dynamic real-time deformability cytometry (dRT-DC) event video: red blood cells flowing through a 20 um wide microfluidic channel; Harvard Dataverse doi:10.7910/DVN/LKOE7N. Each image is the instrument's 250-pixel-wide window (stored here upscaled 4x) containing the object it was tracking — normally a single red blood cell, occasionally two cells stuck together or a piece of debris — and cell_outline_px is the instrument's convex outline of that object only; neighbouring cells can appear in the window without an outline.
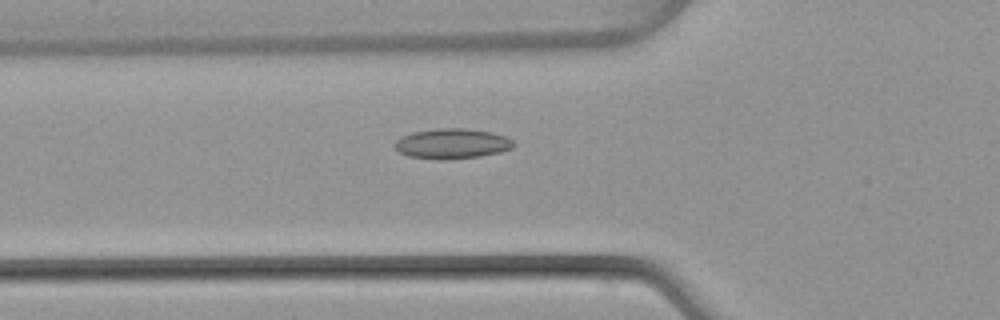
{"species": "common noctule bat (a hibernating species)", "species_latin": "Nyctalus noctula", "temperature_condition": "warm", "stored_images_in_passage": 44, "camera_frame_rate_fps": 3000, "um_per_image_px": 0.085, "animal": {"sex": "female", "body_mass_g": 22.7, "forearm_length_mm": 54.2}, "frame": {"image": 1, "passage_image": 12, "time_ms": 3.667, "image_size_px": [1000, 320], "cell_outline_px": [[516, 144], [512, 148], [500, 152], [480, 156], [440, 160], [408, 156], [400, 152], [396, 148], [396, 140], [400, 136], [412, 132], [440, 128], [468, 128], [492, 132], [504, 136], [512, 140]], "centroid_in_image_um": [38.43, 12.2], "position_along_channel_um": 87.4, "area_um2": 20.87}}
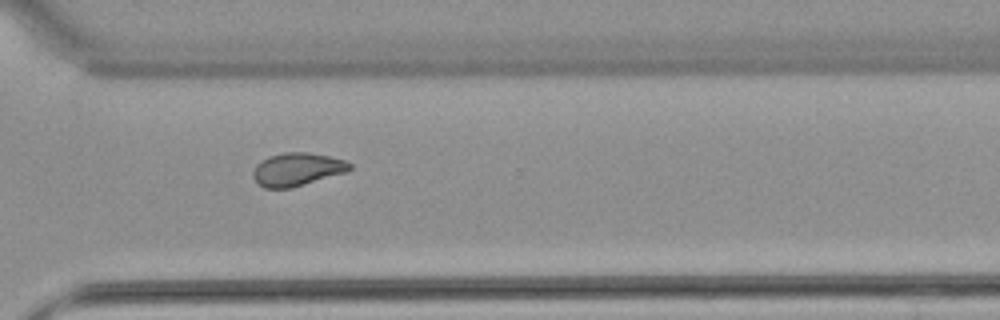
{"frame": {"image": 2, "passage_image": 31, "time_ms": 10.0, "image_size_px": [1000, 320], "cell_outline_px": [[352, 168], [348, 172], [292, 188], [264, 188], [252, 176], [252, 172], [256, 164], [268, 156], [284, 152], [308, 152], [328, 156], [344, 160], [352, 164]], "centroid_in_image_um": [25.27, 14.39], "position_along_channel_um": 345.3, "area_um2": 18.79}}
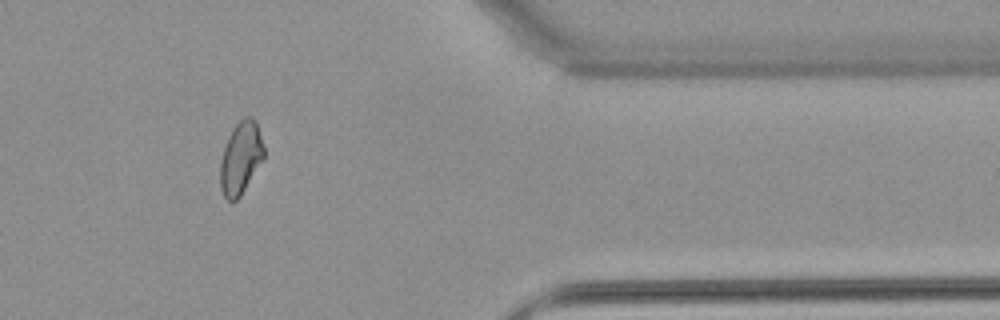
{"frame": {"image": 3, "passage_image": 36, "time_ms": 11.667, "image_size_px": [1000, 320], "cell_outline_px": [[264, 156], [240, 196], [236, 200], [228, 200], [224, 196], [220, 188], [220, 164], [224, 148], [228, 136], [232, 128], [244, 116], [252, 116], [256, 124], [264, 148]], "centroid_in_image_um": [20.43, 13.41], "position_along_channel_um": 391.0, "area_um2": 18.03}, "authors_computed_cell_mechanics": {"area_um2": 18.8428, "velocity_mm_per_s": 4.0664, "shape_relaxation_time_tau1_ms": null, "shape_relaxation_time_tau2_ms": 2.5011, "deformation_change_tau1": null, "deformation_change_tau2": 0.082}}